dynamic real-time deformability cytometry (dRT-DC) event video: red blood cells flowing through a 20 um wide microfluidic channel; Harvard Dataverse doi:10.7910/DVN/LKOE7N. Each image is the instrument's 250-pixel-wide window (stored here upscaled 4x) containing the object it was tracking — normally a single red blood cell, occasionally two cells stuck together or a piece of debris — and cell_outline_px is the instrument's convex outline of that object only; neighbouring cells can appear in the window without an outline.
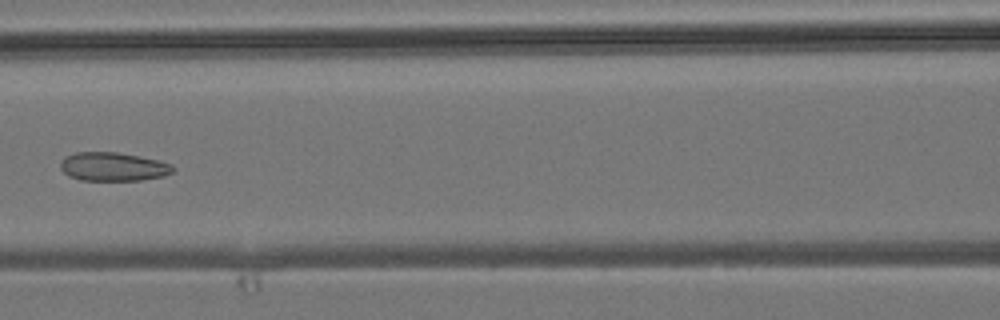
{"species": "common noctule bat (a hibernating species)", "species_latin": "Nyctalus noctula", "temperature_condition": "room temperature", "stored_images_in_passage": 8, "camera_frame_rate_fps": 3000, "um_per_image_px": 0.085, "animal": {"sex": "male", "body_mass_g": 19.2, "forearm_length_mm": 51.8}, "frame": {"image": 1, "passage_image": 7, "time_ms": 7.0, "image_size_px": [1000, 320], "cell_outline_px": [[176, 168], [172, 172], [164, 176], [140, 180], [80, 180], [68, 176], [60, 168], [60, 160], [64, 156], [76, 152], [116, 152], [140, 156], [160, 160], [172, 164]], "centroid_in_image_um": [9.61, 14.16], "position_along_channel_um": 157.0, "area_um2": 19.02}}
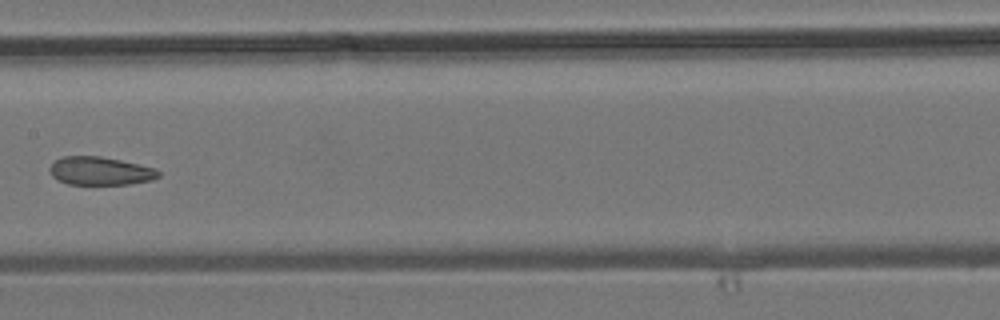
{"frame": {"image": 2, "passage_image": 8, "time_ms": 8.0, "image_size_px": [1000, 320], "cell_outline_px": [[160, 176], [152, 180], [128, 184], [68, 184], [52, 176], [48, 168], [56, 160], [64, 156], [100, 156], [120, 160], [156, 168], [160, 172]], "centroid_in_image_um": [8.54, 14.53], "position_along_channel_um": 198.9, "area_um2": 17.8}}